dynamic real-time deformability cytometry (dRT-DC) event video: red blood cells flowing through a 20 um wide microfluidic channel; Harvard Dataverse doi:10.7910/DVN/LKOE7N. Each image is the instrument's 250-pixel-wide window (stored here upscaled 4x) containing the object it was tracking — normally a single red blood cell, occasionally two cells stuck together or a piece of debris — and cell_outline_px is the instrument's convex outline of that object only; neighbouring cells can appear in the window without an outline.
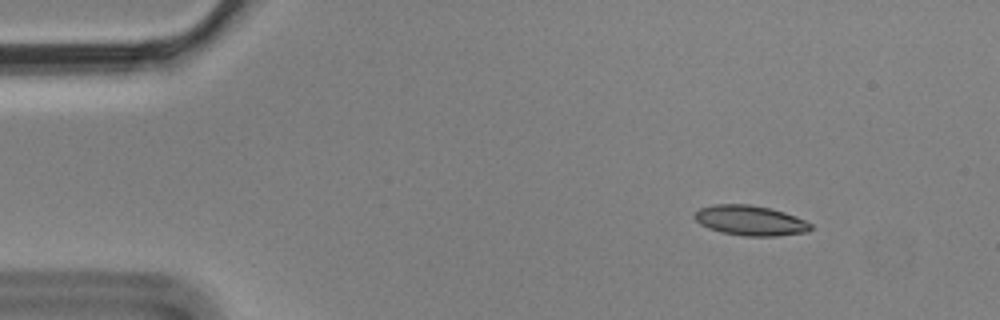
{"species": "Egyptian fruit bat (a non-hibernating species)", "species_latin": "Rousettus aegyptiacus", "temperature_condition": "cold", "stored_images_in_passage": 4, "camera_frame_rate_fps": 3000, "um_per_image_px": 0.085, "animal": {"sex": "male"}, "frame": {"image": 1, "passage_image": 1, "time_ms": 0.0, "image_size_px": [1000, 320], "cell_outline_px": [[812, 228], [808, 232], [776, 236], [744, 236], [720, 232], [708, 228], [700, 224], [692, 216], [700, 208], [712, 204], [748, 204], [768, 208], [784, 212], [796, 216], [812, 224]], "centroid_in_image_um": [63.76, 18.74], "position_along_channel_um": 21.2, "area_um2": 20.4}}